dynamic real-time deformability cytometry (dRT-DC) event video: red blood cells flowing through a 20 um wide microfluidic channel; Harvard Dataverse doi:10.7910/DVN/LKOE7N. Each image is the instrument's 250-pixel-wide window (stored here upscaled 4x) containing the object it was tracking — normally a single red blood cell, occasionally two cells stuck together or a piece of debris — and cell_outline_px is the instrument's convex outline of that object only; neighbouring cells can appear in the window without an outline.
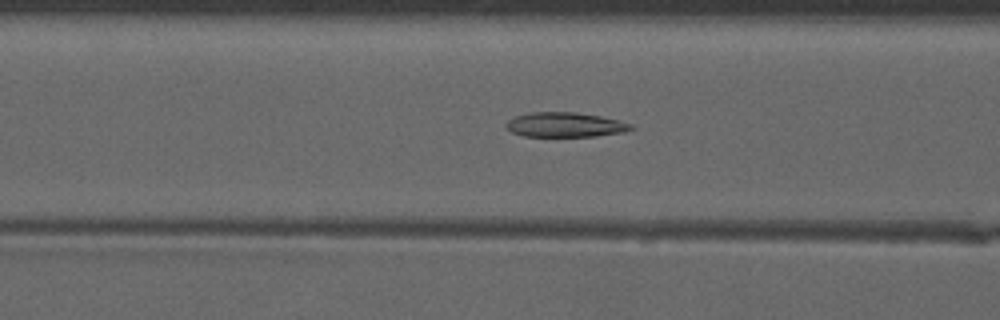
{"species": "common noctule bat (a hibernating species)", "species_latin": "Nyctalus noctula", "temperature_condition": "warm", "stored_images_in_passage": 43, "camera_frame_rate_fps": 3000, "um_per_image_px": 0.085, "animal": {"sex": "male", "forearm_length_mm": 52.5}, "frame": {"image": 1, "passage_image": 22, "time_ms": 7.0, "image_size_px": [1000, 320], "cell_outline_px": [[636, 128], [624, 132], [596, 136], [524, 136], [512, 132], [504, 124], [508, 120], [516, 116], [532, 112], [576, 112], [600, 116], [620, 120], [632, 124]], "centroid_in_image_um": [48.07, 10.6], "position_along_channel_um": 118.5, "area_um2": 17.98}}
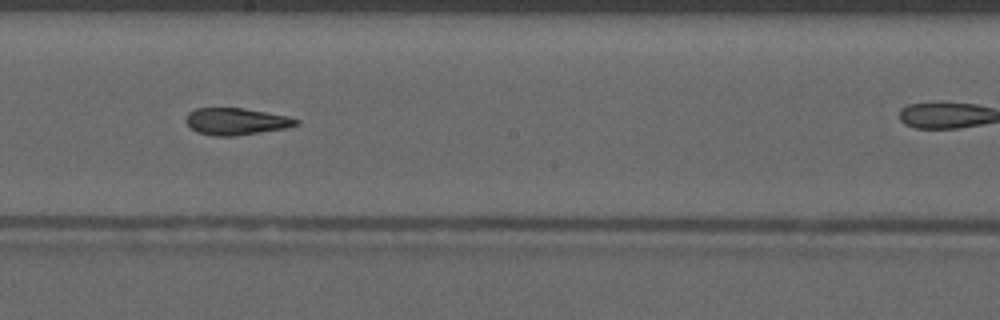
{"frame": {"image": 2, "passage_image": 30, "time_ms": 9.667, "image_size_px": [1000, 320], "cell_outline_px": [[300, 124], [284, 128], [236, 136], [216, 136], [196, 132], [184, 120], [188, 112], [196, 108], [240, 108], [288, 116], [300, 120]], "centroid_in_image_um": [20.05, 10.32], "position_along_channel_um": 228.2, "area_um2": 17.17}}
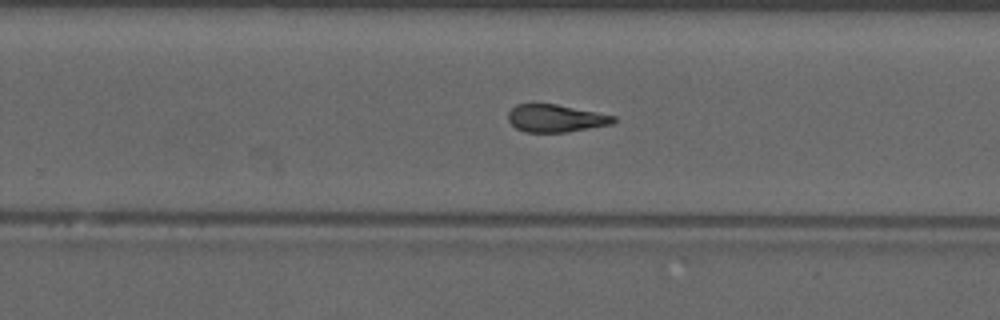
{"frame": {"image": 3, "passage_image": 34, "time_ms": 11.0, "image_size_px": [1000, 320], "cell_outline_px": [[616, 120], [612, 124], [568, 132], [524, 132], [516, 128], [508, 120], [508, 112], [516, 104], [556, 104], [616, 116]], "centroid_in_image_um": [47.23, 10.06], "position_along_channel_um": 282.6, "area_um2": 16.88}}